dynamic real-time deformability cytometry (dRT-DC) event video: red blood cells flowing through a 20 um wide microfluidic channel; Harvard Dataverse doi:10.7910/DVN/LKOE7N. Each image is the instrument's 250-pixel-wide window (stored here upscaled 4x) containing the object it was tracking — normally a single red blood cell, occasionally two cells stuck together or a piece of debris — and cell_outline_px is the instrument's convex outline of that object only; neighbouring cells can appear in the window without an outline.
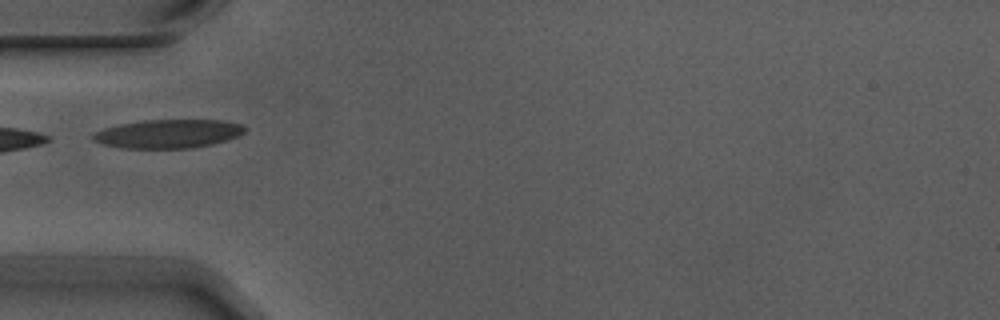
{"species": "Egyptian fruit bat (a non-hibernating species)", "species_latin": "Rousettus aegyptiacus", "temperature_condition": "warm", "stored_images_in_passage": 6, "camera_frame_rate_fps": 3000, "um_per_image_px": 0.085, "animal": {"sex": "male"}, "frame": {"image": 1, "passage_image": 3, "time_ms": 0.667, "image_size_px": [1000, 320], "cell_outline_px": [[244, 132], [240, 136], [228, 140], [212, 144], [192, 148], [124, 148], [104, 144], [92, 140], [92, 132], [104, 128], [120, 124], [144, 120], [220, 120], [240, 124], [244, 128]], "centroid_in_image_um": [14.28, 11.37], "position_along_channel_um": 70.7, "area_um2": 25.32}}
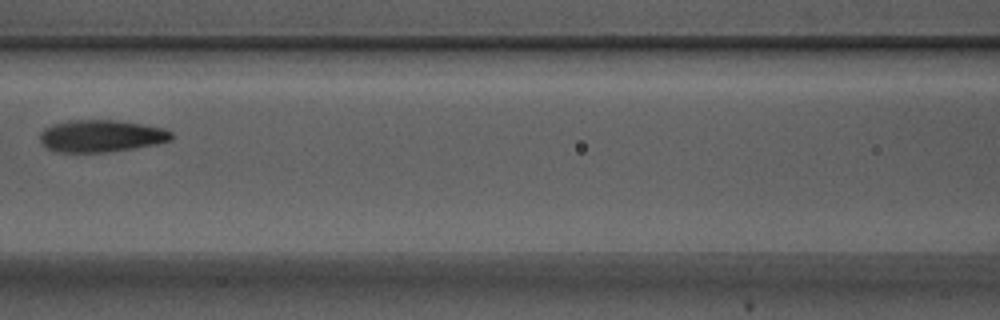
{"frame": {"image": 2, "passage_image": 5, "time_ms": 1.333, "image_size_px": [1000, 320], "cell_outline_px": [[172, 140], [156, 144], [132, 148], [104, 152], [56, 152], [48, 148], [40, 140], [40, 132], [44, 128], [52, 124], [68, 120], [116, 120], [164, 128], [172, 132]], "centroid_in_image_um": [8.58, 11.55], "position_along_channel_um": 158.0, "area_um2": 24.51}}
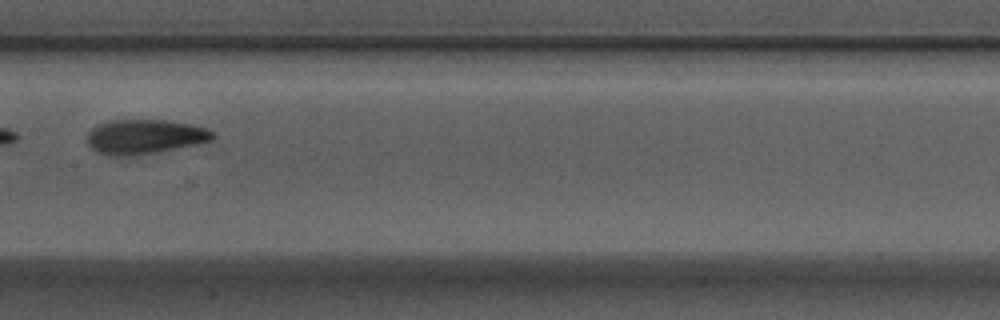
{"frame": {"image": 3, "passage_image": 6, "time_ms": 1.667, "image_size_px": [1000, 320], "cell_outline_px": [[216, 136], [212, 140], [152, 152], [128, 156], [108, 156], [96, 152], [88, 144], [88, 132], [92, 128], [108, 120], [164, 120], [192, 124], [208, 128]], "centroid_in_image_um": [12.26, 11.6], "position_along_channel_um": 195.1, "area_um2": 24.91}}